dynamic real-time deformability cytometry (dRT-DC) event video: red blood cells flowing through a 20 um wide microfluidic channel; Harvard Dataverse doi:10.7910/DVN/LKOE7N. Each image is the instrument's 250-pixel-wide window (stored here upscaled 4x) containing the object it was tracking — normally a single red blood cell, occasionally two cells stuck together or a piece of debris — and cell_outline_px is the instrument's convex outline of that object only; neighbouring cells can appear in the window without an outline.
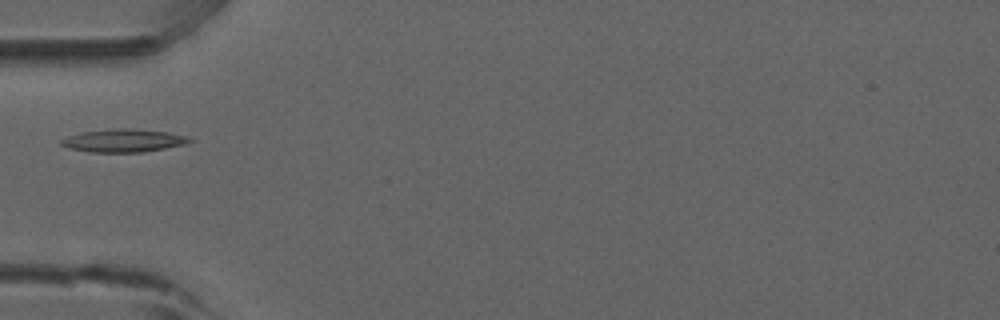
{"species": "common noctule bat (a hibernating species)", "species_latin": "Nyctalus noctula", "temperature_condition": "room temperature", "stored_images_in_passage": 36, "camera_frame_rate_fps": 3000, "um_per_image_px": 0.085, "animal": {"sex": "male", "forearm_length_mm": 52.5}, "frame": {"image": 1, "passage_image": 1, "time_ms": 0.0, "image_size_px": [1000, 320], "cell_outline_px": [[192, 140], [184, 144], [164, 148], [140, 152], [88, 152], [68, 148], [60, 144], [60, 140], [68, 136], [80, 132], [112, 128], [124, 128], [168, 132], [188, 136]], "centroid_in_image_um": [10.44, 11.94], "position_along_channel_um": 74.6, "area_um2": 17.11}}
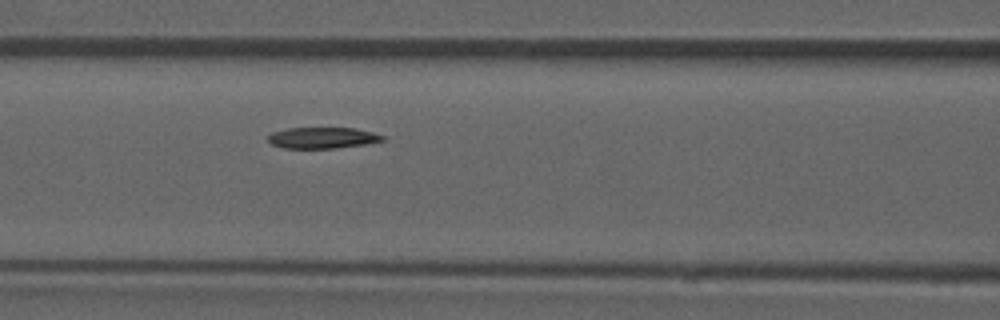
{"frame": {"image": 2, "passage_image": 6, "time_ms": 1.667, "image_size_px": [1000, 320], "cell_outline_px": [[384, 140], [364, 144], [332, 148], [280, 148], [272, 144], [268, 140], [268, 136], [272, 132], [288, 128], [356, 128], [372, 132], [384, 136]], "centroid_in_image_um": [27.37, 11.71], "position_along_channel_um": 139.2, "area_um2": 13.99}}